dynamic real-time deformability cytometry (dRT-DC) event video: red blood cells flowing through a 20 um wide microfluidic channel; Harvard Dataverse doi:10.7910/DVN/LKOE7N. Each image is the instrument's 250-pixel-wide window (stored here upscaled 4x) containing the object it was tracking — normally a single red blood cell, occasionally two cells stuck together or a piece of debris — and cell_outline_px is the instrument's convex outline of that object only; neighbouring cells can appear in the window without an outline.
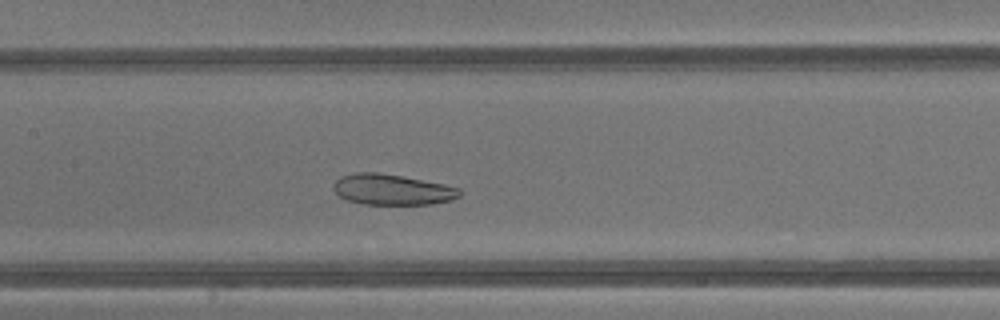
{"species": "common noctule bat (a hibernating species)", "species_latin": "Nyctalus noctula", "temperature_condition": "warm", "stored_images_in_passage": 36, "camera_frame_rate_fps": 3000, "um_per_image_px": 0.085, "animal": {"sex": "male", "body_mass_g": 13.3}, "frame": {"image": 1, "passage_image": 13, "time_ms": 4.0, "image_size_px": [1000, 320], "cell_outline_px": [[460, 196], [452, 200], [432, 204], [360, 204], [344, 200], [332, 188], [332, 184], [340, 176], [356, 172], [380, 172], [444, 184], [460, 188]], "centroid_in_image_um": [33.29, 16.11], "position_along_channel_um": 174.1, "area_um2": 22.77}}
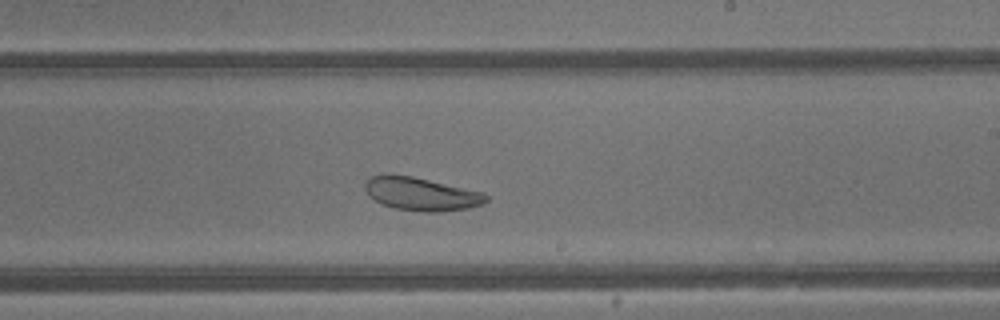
{"frame": {"image": 2, "passage_image": 18, "time_ms": 5.667, "image_size_px": [1000, 320], "cell_outline_px": [[488, 200], [484, 204], [468, 208], [440, 212], [424, 212], [396, 208], [384, 204], [368, 196], [364, 188], [364, 184], [372, 176], [412, 176], [484, 192], [488, 196]], "centroid_in_image_um": [35.87, 16.51], "position_along_channel_um": 253.1, "area_um2": 23.06}}
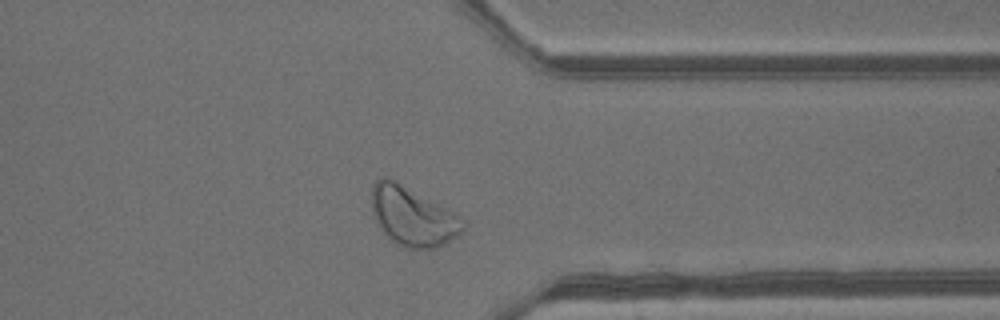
{"frame": {"image": 3, "passage_image": 26, "time_ms": 8.333, "image_size_px": [1000, 320], "cell_outline_px": [[464, 228], [456, 236], [444, 244], [436, 248], [404, 248], [396, 244], [384, 232], [376, 220], [372, 212], [372, 184], [376, 180], [384, 176], [448, 208], [460, 216], [464, 224]], "centroid_in_image_um": [35.07, 18.4], "position_along_channel_um": 376.3, "area_um2": 30.87}, "authors_computed_cell_mechanics": {"area_um2": 28.8422, "velocity_mm_per_s": 4.7784, "shape_relaxation_time_tau1_ms": null, "shape_relaxation_time_tau2_ms": 2.4294, "deformation_change_tau1": null, "deformation_change_tau2": 0.0912}}